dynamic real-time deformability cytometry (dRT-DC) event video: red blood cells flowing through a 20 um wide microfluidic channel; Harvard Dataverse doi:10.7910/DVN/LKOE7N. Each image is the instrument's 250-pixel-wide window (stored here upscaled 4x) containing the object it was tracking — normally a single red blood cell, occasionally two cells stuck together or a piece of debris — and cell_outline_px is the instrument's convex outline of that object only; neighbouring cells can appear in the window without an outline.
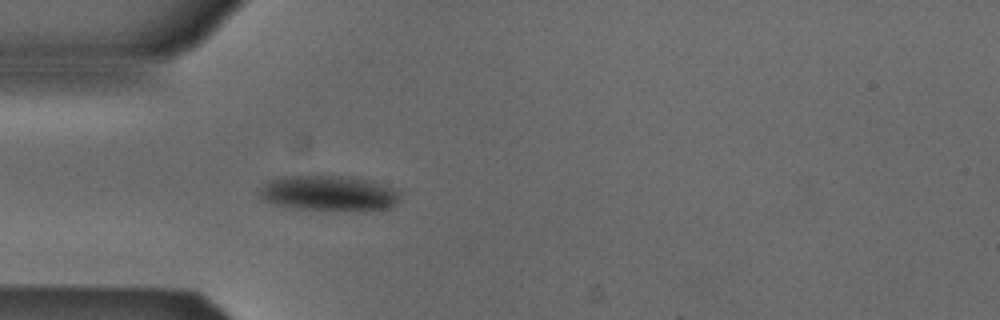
{"species": "Egyptian fruit bat (a non-hibernating species)", "species_latin": "Rousettus aegyptiacus", "temperature_condition": "cold", "stored_images_in_passage": 4, "camera_frame_rate_fps": 3000, "um_per_image_px": 0.085, "animal": {"sex": "male"}, "frame": {"image": 1, "passage_image": 4, "time_ms": 1.0, "image_size_px": [1000, 320], "cell_outline_px": [[400, 196], [388, 208], [364, 212], [296, 208], [276, 204], [264, 200], [260, 196], [260, 188], [268, 180], [280, 176], [348, 176], [364, 180], [400, 192]], "centroid_in_image_um": [27.89, 16.44], "position_along_channel_um": 57.1, "area_um2": 28.61}}